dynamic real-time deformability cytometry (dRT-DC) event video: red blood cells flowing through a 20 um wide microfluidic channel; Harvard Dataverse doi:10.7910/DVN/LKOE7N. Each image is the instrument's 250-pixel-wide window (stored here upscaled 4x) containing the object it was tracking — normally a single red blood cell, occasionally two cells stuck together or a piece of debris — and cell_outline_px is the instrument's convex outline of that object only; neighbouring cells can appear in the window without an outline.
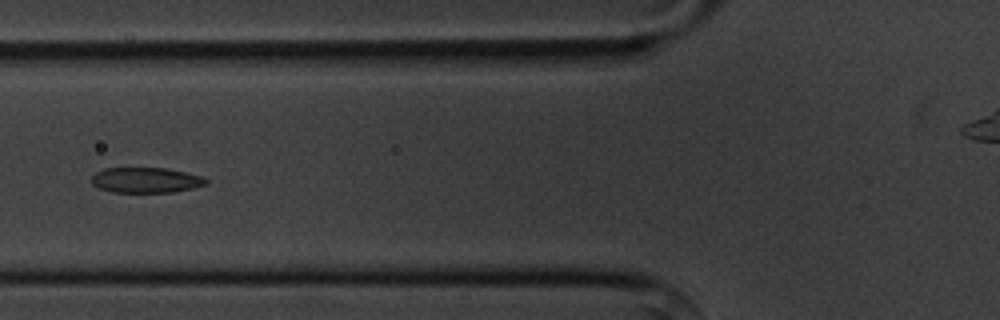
{"species": "common noctule bat (a hibernating species)", "species_latin": "Nyctalus noctula", "temperature_condition": "cold", "stored_images_in_passage": 10, "camera_frame_rate_fps": 3000, "um_per_image_px": 0.085, "animal": {"sex": "male", "body_mass_g": 20.1, "forearm_length_mm": 53.5}, "frame": {"image": 1, "passage_image": 6, "time_ms": 6.667, "image_size_px": [1000, 320], "cell_outline_px": [[208, 184], [192, 188], [172, 192], [112, 192], [100, 188], [92, 184], [92, 176], [96, 172], [104, 168], [164, 168], [204, 176], [208, 180]], "centroid_in_image_um": [12.42, 15.31], "position_along_channel_um": 113.4, "area_um2": 16.88}}
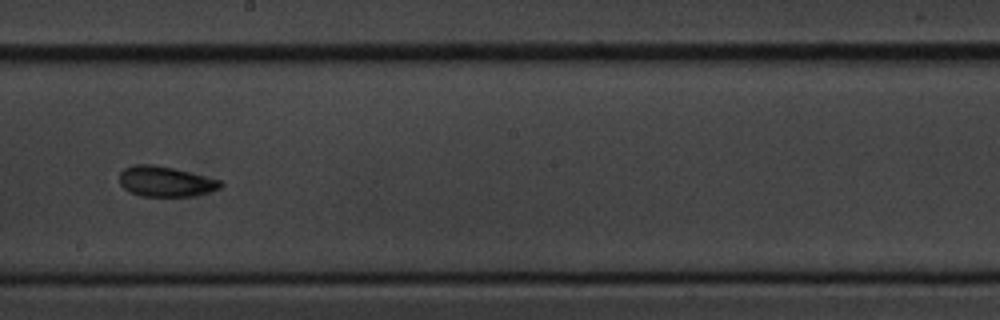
{"frame": {"image": 2, "passage_image": 9, "time_ms": 10.0, "image_size_px": [1000, 320], "cell_outline_px": [[224, 184], [220, 188], [208, 192], [192, 196], [140, 196], [128, 192], [120, 184], [120, 172], [124, 168], [136, 164], [152, 164], [172, 168], [220, 180]], "centroid_in_image_um": [14.04, 15.43], "position_along_channel_um": 234.2, "area_um2": 17.74}}
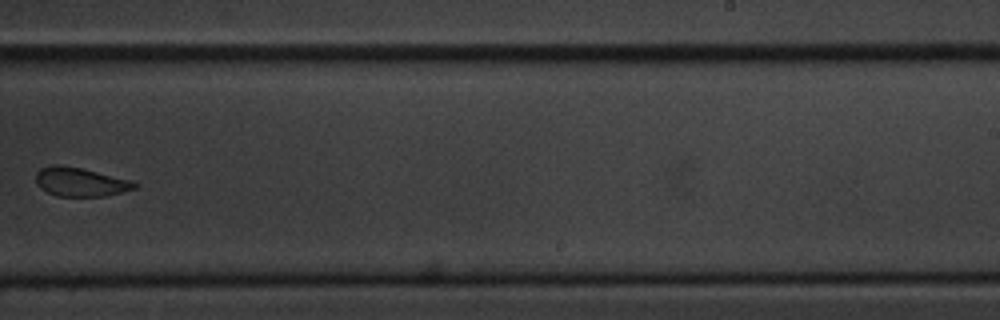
{"frame": {"image": 3, "passage_image": 10, "time_ms": 11.333, "image_size_px": [1000, 320], "cell_outline_px": [[136, 188], [124, 192], [104, 196], [56, 196], [40, 188], [36, 184], [36, 172], [40, 168], [52, 164], [60, 164], [80, 168], [128, 180], [136, 184]], "centroid_in_image_um": [6.75, 15.47], "position_along_channel_um": 282.2, "area_um2": 16.42}}